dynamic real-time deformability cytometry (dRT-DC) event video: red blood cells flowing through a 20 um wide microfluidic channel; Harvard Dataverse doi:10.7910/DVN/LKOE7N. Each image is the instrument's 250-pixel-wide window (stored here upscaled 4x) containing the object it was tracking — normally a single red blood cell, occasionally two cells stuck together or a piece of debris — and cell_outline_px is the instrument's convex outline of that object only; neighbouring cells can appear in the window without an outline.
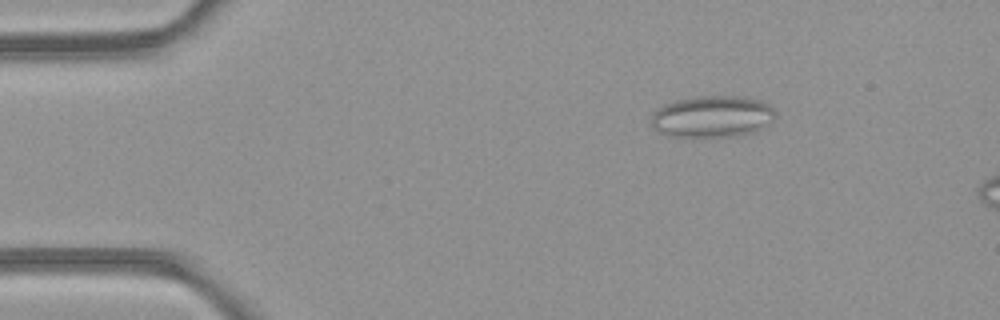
{"species": "common noctule bat (a hibernating species)", "species_latin": "Nyctalus noctula", "temperature_condition": "room temperature", "stored_images_in_passage": 50, "camera_frame_rate_fps": 3000, "um_per_image_px": 0.085, "animal": {"sex": "female", "body_mass_g": 21.9}, "frame": {"image": 1, "passage_image": 8, "time_ms": 2.333, "image_size_px": [1000, 320], "cell_outline_px": [[776, 116], [772, 120], [752, 132], [736, 136], [704, 140], [672, 136], [660, 132], [652, 124], [652, 116], [656, 108], [664, 104], [688, 96], [736, 96], [756, 100], [768, 104], [776, 112]], "centroid_in_image_um": [60.49, 9.94], "position_along_channel_um": 24.5, "area_um2": 30.69}}
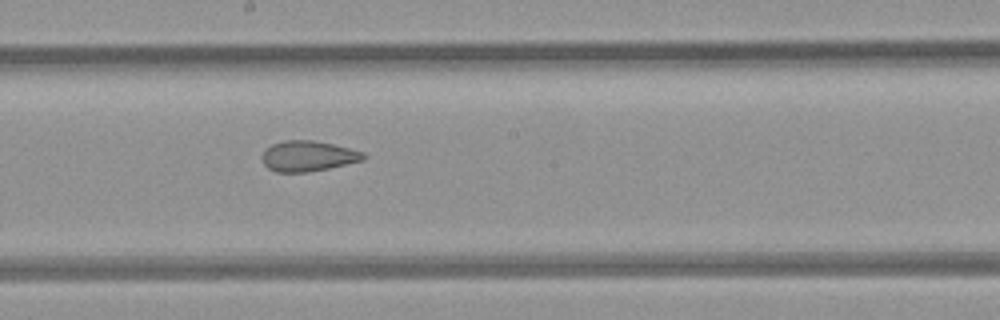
{"frame": {"image": 2, "passage_image": 27, "time_ms": 8.667, "image_size_px": [1000, 320], "cell_outline_px": [[368, 156], [364, 160], [328, 168], [304, 172], [276, 172], [268, 168], [264, 164], [260, 156], [264, 148], [272, 144], [284, 140], [312, 140], [332, 144], [364, 152]], "centroid_in_image_um": [26.15, 13.26], "position_along_channel_um": 222.1, "area_um2": 18.09}}
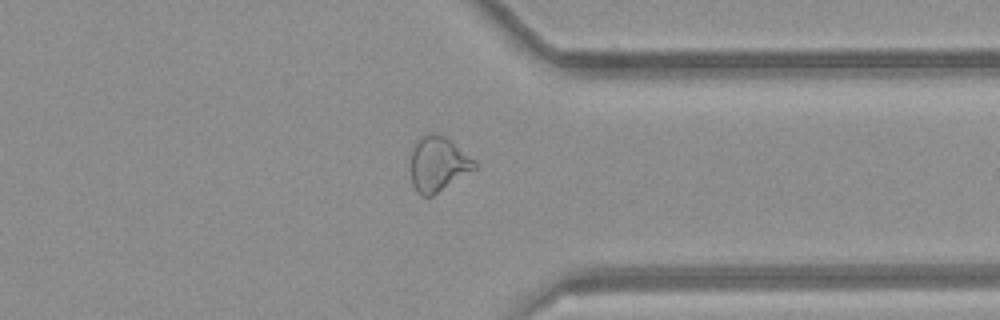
{"frame": {"image": 3, "passage_image": 38, "time_ms": 12.333, "image_size_px": [1000, 320], "cell_outline_px": [[480, 164], [476, 168], [432, 196], [420, 196], [416, 192], [412, 184], [412, 144], [420, 136], [428, 132], [432, 132], [444, 136], [476, 160]], "centroid_in_image_um": [37.23, 13.92], "position_along_channel_um": 374.2, "area_um2": 20.52}, "authors_computed_cell_mechanics": {"area_um2": 22.9755, "velocity_mm_per_s": 4.2577, "shape_relaxation_time_tau1_ms": null, "shape_relaxation_time_tau2_ms": 1.5918, "deformation_change_tau1": null, "deformation_change_tau2": 0.0941}}